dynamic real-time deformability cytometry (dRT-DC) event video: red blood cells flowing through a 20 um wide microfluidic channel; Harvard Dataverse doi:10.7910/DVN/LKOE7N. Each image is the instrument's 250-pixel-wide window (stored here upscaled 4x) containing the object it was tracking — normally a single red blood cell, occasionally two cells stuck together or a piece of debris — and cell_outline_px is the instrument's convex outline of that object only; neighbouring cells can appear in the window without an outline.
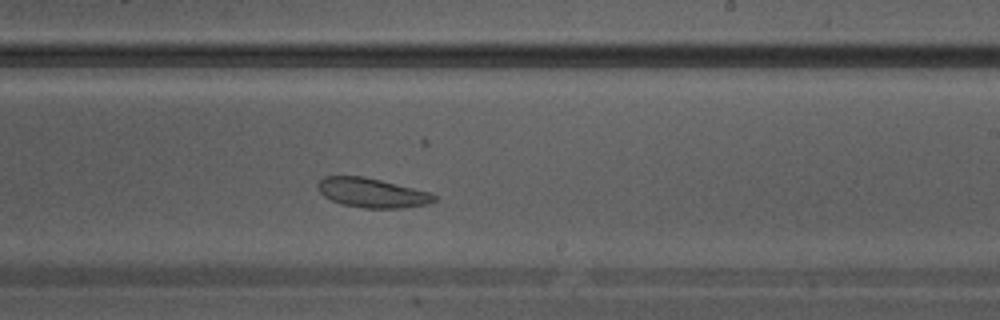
{"species": "Egyptian fruit bat (a non-hibernating species)", "species_latin": "Rousettus aegyptiacus", "temperature_condition": "warm", "stored_images_in_passage": 14, "camera_frame_rate_fps": 3000, "um_per_image_px": 0.085, "animal": {"sex": "male"}, "frame": {"image": 1, "passage_image": 12, "time_ms": 3.667, "image_size_px": [1000, 320], "cell_outline_px": [[436, 200], [428, 204], [404, 208], [364, 208], [344, 204], [332, 200], [324, 196], [320, 192], [316, 184], [324, 176], [364, 176], [432, 192], [436, 196]], "centroid_in_image_um": [31.65, 16.38], "position_along_channel_um": 257.3, "area_um2": 20.0}}